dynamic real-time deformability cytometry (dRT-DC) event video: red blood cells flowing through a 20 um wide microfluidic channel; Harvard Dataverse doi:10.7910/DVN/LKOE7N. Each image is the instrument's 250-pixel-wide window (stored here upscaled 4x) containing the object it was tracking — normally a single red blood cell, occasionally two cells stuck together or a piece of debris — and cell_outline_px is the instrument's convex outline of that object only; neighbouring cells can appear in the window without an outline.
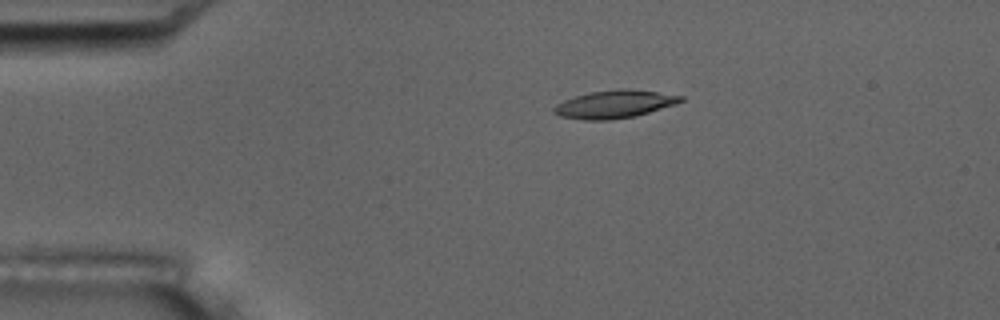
{"species": "common noctule bat (a hibernating species)", "species_latin": "Nyctalus noctula", "temperature_condition": "room temperature", "stored_images_in_passage": 6, "camera_frame_rate_fps": 3000, "um_per_image_px": 0.085, "animal": {"sex": "male", "body_mass_g": 17.5, "forearm_length_mm": 52.3}, "frame": {"image": 1, "passage_image": 4, "time_ms": 1.0, "image_size_px": [1000, 320], "cell_outline_px": [[684, 100], [676, 104], [648, 112], [632, 116], [608, 120], [584, 120], [560, 116], [552, 112], [552, 108], [556, 104], [564, 100], [588, 92], [620, 88], [628, 88], [684, 96]], "centroid_in_image_um": [52.2, 8.84], "position_along_channel_um": 32.8, "area_um2": 20.52}}
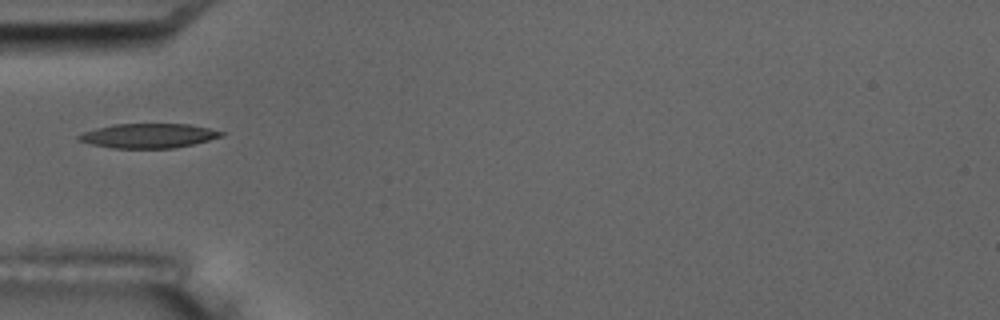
{"frame": {"image": 2, "passage_image": 6, "time_ms": 1.667, "image_size_px": [1000, 320], "cell_outline_px": [[224, 136], [192, 144], [172, 148], [112, 148], [92, 144], [76, 140], [76, 136], [84, 132], [96, 128], [112, 124], [188, 124], [208, 128], [224, 132]], "centroid_in_image_um": [12.59, 11.53], "position_along_channel_um": 72.4, "area_um2": 20.23}}